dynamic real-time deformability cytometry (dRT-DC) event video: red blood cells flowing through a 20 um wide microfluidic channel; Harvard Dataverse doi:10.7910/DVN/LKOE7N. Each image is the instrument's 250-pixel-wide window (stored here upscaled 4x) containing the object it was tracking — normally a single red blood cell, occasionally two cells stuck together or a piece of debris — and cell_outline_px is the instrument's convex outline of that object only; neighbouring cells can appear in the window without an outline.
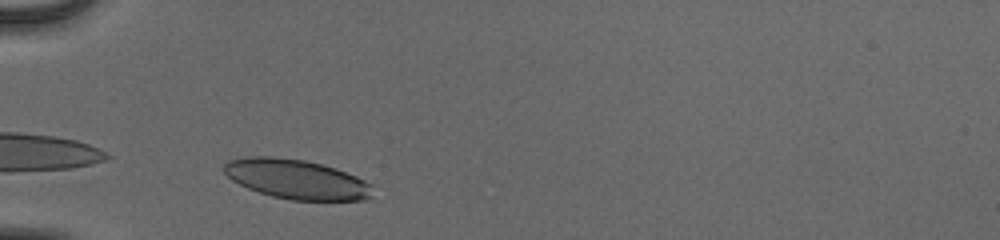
{"species": "human", "species_latin": "Homo sapiens", "temperature_condition": "cold", "stored_images_in_passage": 28, "camera_frame_rate_fps": 3000, "um_per_image_px": 0.085, "donor": {"sex": "male"}, "frame": {"image": 1, "passage_image": 1, "time_ms": 0.0, "image_size_px": [1000, 240], "cell_outline_px": [[372, 196], [364, 200], [292, 200], [272, 196], [248, 188], [232, 180], [224, 172], [224, 164], [228, 160], [248, 156], [276, 156], [304, 160], [336, 168], [356, 176], [372, 184]], "centroid_in_image_um": [25.2, 15.22], "position_along_channel_um": 59.8, "area_um2": 34.22}}
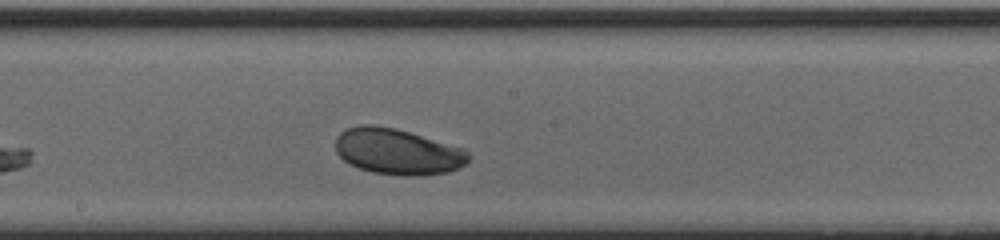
{"frame": {"image": 2, "passage_image": 14, "time_ms": 4.333, "image_size_px": [1000, 240], "cell_outline_px": [[468, 164], [460, 168], [448, 172], [420, 176], [404, 176], [372, 172], [348, 164], [336, 152], [336, 136], [344, 128], [356, 124], [376, 124], [396, 128], [464, 148], [468, 152]], "centroid_in_image_um": [33.77, 12.87], "position_along_channel_um": 214.4, "area_um2": 36.13}}
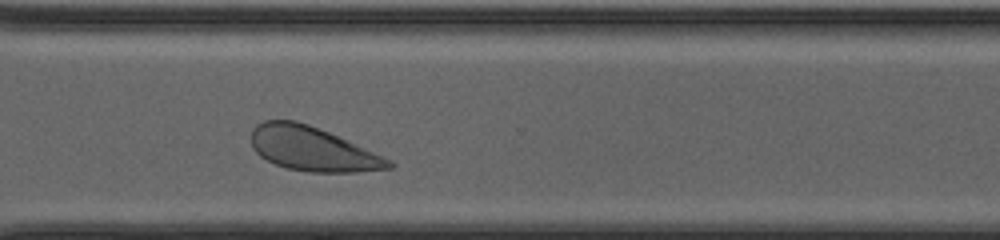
{"frame": {"image": 3, "passage_image": 24, "time_ms": 7.667, "image_size_px": [1000, 240], "cell_outline_px": [[396, 164], [392, 168], [356, 172], [308, 172], [288, 168], [276, 164], [260, 156], [252, 148], [252, 128], [256, 124], [264, 120], [296, 120], [308, 124], [328, 132], [392, 160]], "centroid_in_image_um": [26.55, 12.66], "position_along_channel_um": 344.1, "area_um2": 35.2}, "authors_computed_cell_mechanics": {"area_um2": 35.0846, "velocity_mm_per_s": 3.8741, "shape_relaxation_time_tau1_ms": 2.633, "shape_relaxation_time_tau2_ms": null, "deformation_change_tau1": 0.1042, "deformation_change_tau2": null}}